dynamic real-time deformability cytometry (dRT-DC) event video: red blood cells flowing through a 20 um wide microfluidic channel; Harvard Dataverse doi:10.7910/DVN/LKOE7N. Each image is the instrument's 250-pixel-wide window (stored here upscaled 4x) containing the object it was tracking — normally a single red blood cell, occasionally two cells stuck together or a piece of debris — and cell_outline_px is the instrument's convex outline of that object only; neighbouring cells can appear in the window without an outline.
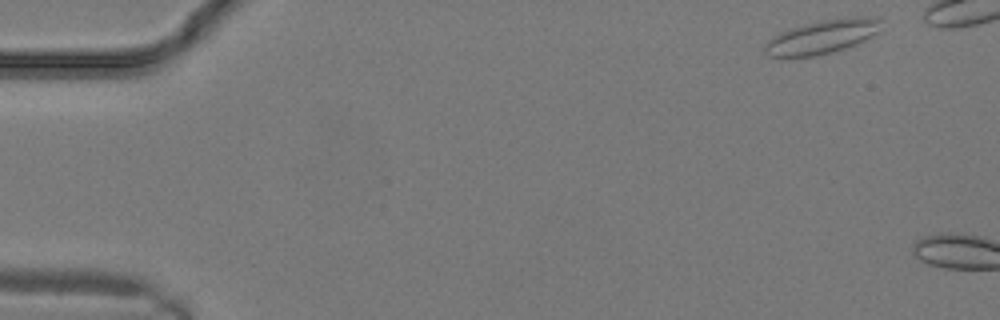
{"species": "common noctule bat (a hibernating species)", "species_latin": "Nyctalus noctula", "temperature_condition": "warm", "stored_images_in_passage": 2, "camera_frame_rate_fps": 3000, "um_per_image_px": 0.085, "animal": {"sex": "male", "body_mass_g": 19.2, "forearm_length_mm": 51.8}, "frame": {"image": 1, "passage_image": 1, "time_ms": 0.0, "image_size_px": [1000, 320], "cell_outline_px": [[884, 20], [880, 32], [856, 44], [844, 48], [812, 56], [772, 56], [764, 52], [764, 44], [772, 36], [780, 32], [804, 24], [824, 20], [852, 16], [872, 16]], "centroid_in_image_um": [69.95, 3.09], "position_along_channel_um": 15.0, "area_um2": 22.83}}